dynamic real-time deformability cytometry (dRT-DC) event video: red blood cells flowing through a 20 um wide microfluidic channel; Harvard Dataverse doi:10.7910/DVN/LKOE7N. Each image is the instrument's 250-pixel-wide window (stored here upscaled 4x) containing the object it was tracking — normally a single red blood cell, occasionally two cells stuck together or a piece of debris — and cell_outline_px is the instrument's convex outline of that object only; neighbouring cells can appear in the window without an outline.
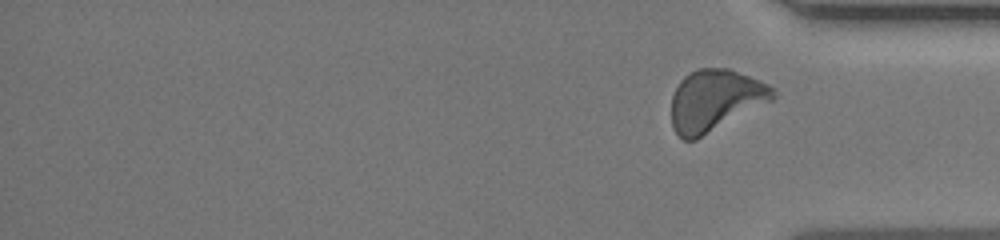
{"species": "human", "species_latin": "Homo sapiens", "temperature_condition": "room temperature", "stored_images_in_passage": 73, "segment_of_instrument_passage": [2, 2], "camera_frame_rate_fps": 3000, "um_per_image_px": 0.085, "donor": {"sex": "female"}, "frame": {"image": 1, "passage_image": 73, "time_ms": 16.333, "image_size_px": [1000, 240], "cell_outline_px": [[776, 96], [772, 100], [696, 140], [684, 140], [672, 128], [672, 96], [680, 80], [684, 76], [696, 68], [728, 68], [760, 80], [776, 88]], "centroid_in_image_um": [60.79, 8.52], "position_along_channel_um": 374.4, "area_um2": 36.36}}